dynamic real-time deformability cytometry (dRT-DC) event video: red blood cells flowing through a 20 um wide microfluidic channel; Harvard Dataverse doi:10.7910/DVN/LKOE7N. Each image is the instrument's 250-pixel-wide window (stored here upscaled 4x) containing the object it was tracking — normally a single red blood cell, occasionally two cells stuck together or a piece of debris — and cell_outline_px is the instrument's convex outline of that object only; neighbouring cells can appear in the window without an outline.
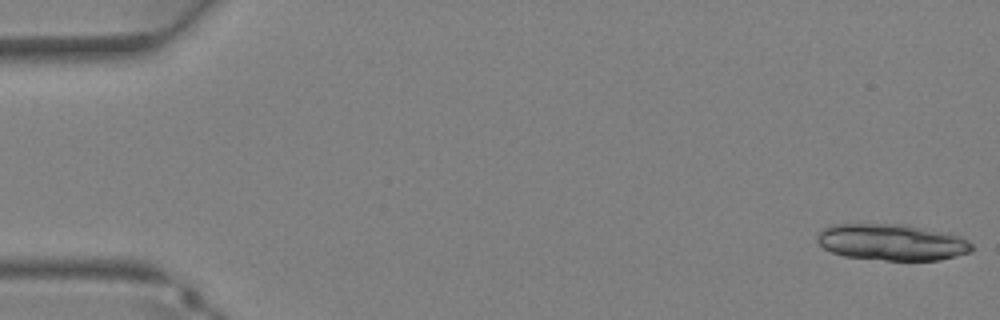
{"species": "Egyptian fruit bat (a non-hibernating species)", "species_latin": "Rousettus aegyptiacus", "temperature_condition": "warm", "stored_images_in_passage": 21, "camera_frame_rate_fps": 3000, "um_per_image_px": 0.085, "animal": {"sex": "female"}, "frame": {"image": 1, "passage_image": 1, "time_ms": 0.0, "image_size_px": [1000, 320], "cell_outline_px": [[972, 252], [940, 260], [884, 260], [844, 256], [832, 252], [824, 248], [816, 240], [816, 236], [824, 228], [832, 224], [908, 224], [952, 232], [968, 240], [972, 244]], "centroid_in_image_um": [75.86, 20.57], "position_along_channel_um": 9.1, "area_um2": 33.29}}